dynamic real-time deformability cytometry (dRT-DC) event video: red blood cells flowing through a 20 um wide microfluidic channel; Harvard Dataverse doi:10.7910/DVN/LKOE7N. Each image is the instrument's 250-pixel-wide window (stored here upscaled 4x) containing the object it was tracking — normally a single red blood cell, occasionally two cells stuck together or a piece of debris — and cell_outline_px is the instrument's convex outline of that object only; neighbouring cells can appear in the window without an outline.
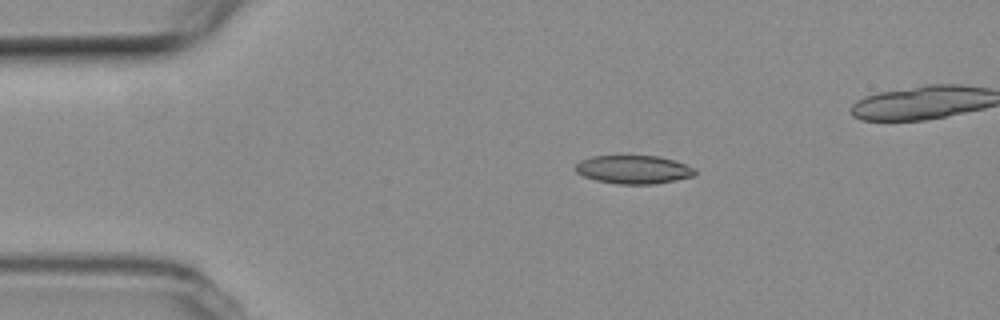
{"species": "common noctule bat (a hibernating species)", "species_latin": "Nyctalus noctula", "temperature_condition": "room temperature", "stored_images_in_passage": 9, "camera_frame_rate_fps": 3000, "um_per_image_px": 0.085, "animal": {"sex": "female", "body_mass_g": 19.3, "forearm_length_mm": 54.1}, "frame": {"image": 1, "passage_image": 3, "time_ms": 0.667, "image_size_px": [1000, 320], "cell_outline_px": [[696, 172], [692, 176], [676, 180], [656, 184], [620, 184], [596, 180], [584, 176], [576, 172], [572, 168], [580, 160], [592, 156], [656, 156], [672, 160], [684, 164], [692, 168]], "centroid_in_image_um": [53.78, 14.41], "position_along_channel_um": 31.2, "area_um2": 19.59}}
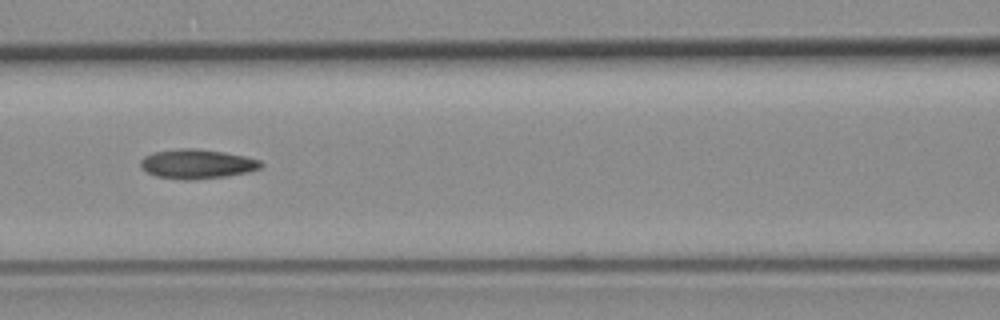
{"frame": {"image": 2, "passage_image": 7, "time_ms": 2.0, "image_size_px": [1000, 320], "cell_outline_px": [[264, 164], [260, 168], [248, 172], [228, 176], [188, 180], [184, 180], [156, 176], [140, 168], [140, 160], [144, 156], [152, 152], [180, 148], [196, 148], [224, 152], [244, 156], [260, 160]], "centroid_in_image_um": [16.73, 13.93], "position_along_channel_um": 149.9, "area_um2": 20.75}}
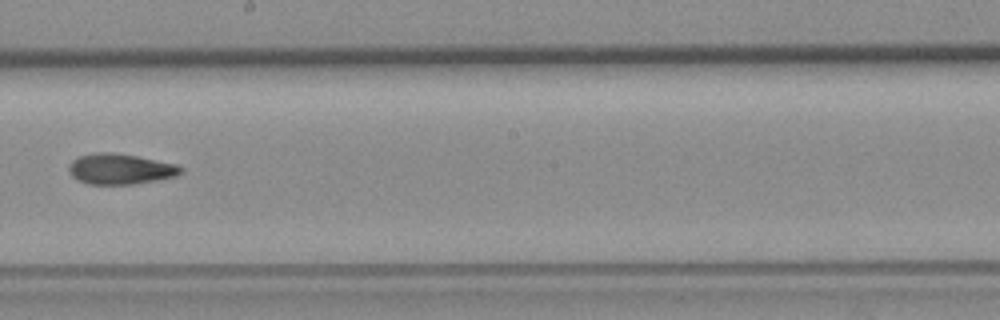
{"frame": {"image": 3, "passage_image": 9, "time_ms": 2.667, "image_size_px": [1000, 320], "cell_outline_px": [[184, 172], [176, 176], [156, 180], [132, 184], [88, 184], [76, 180], [72, 176], [68, 168], [72, 160], [80, 156], [96, 152], [112, 152], [136, 156], [176, 164], [184, 168]], "centroid_in_image_um": [10.23, 14.36], "position_along_channel_um": 238.0, "area_um2": 19.94}}